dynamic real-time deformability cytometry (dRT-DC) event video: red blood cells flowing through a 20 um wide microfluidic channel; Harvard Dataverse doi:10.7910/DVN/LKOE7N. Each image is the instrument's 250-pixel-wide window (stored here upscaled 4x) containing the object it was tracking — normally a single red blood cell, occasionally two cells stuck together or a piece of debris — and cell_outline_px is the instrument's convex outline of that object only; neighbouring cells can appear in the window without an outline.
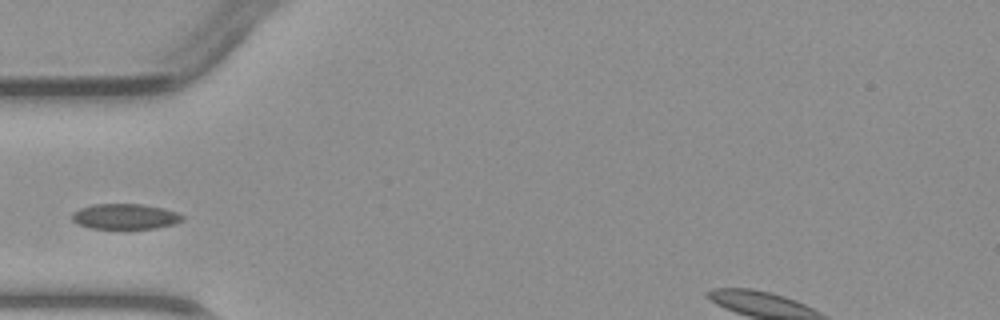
{"species": "common noctule bat (a hibernating species)", "species_latin": "Nyctalus noctula", "temperature_condition": "warm", "stored_images_in_passage": 1, "camera_frame_rate_fps": 3000, "um_per_image_px": 0.085, "animal": {"sex": "male", "body_mass_g": 23.1, "forearm_length_mm": 52.7}, "frame": {"image": 1, "passage_image": 1, "time_ms": 0.0, "image_size_px": [1000, 320], "cell_outline_px": [[184, 220], [172, 224], [156, 228], [92, 228], [80, 224], [72, 220], [72, 212], [80, 208], [92, 204], [144, 204], [164, 208], [176, 212], [184, 216]], "centroid_in_image_um": [10.65, 18.38], "position_along_channel_um": 74.4, "area_um2": 16.24}}